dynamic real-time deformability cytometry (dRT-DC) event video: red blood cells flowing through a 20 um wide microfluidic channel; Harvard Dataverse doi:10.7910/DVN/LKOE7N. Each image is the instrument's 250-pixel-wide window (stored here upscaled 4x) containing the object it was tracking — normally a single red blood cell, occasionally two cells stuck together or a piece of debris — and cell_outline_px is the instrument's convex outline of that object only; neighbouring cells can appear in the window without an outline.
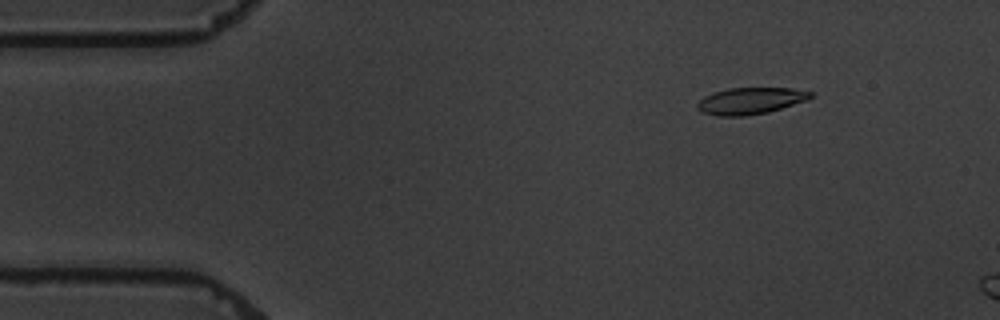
{"species": "common noctule bat (a hibernating species)", "species_latin": "Nyctalus noctula", "temperature_condition": "warm", "stored_images_in_passage": 4, "camera_frame_rate_fps": 3000, "um_per_image_px": 0.085, "animal": {"sex": "male", "body_mass_g": 19.5, "forearm_length_mm": 54.6}, "frame": {"image": 1, "passage_image": 1, "time_ms": 0.0, "image_size_px": [1000, 320], "cell_outline_px": [[812, 96], [808, 100], [768, 112], [744, 116], [716, 116], [700, 112], [696, 108], [696, 104], [704, 96], [712, 92], [728, 88], [792, 88], [812, 92]], "centroid_in_image_um": [63.74, 8.57], "position_along_channel_um": 21.3, "area_um2": 17.74}}